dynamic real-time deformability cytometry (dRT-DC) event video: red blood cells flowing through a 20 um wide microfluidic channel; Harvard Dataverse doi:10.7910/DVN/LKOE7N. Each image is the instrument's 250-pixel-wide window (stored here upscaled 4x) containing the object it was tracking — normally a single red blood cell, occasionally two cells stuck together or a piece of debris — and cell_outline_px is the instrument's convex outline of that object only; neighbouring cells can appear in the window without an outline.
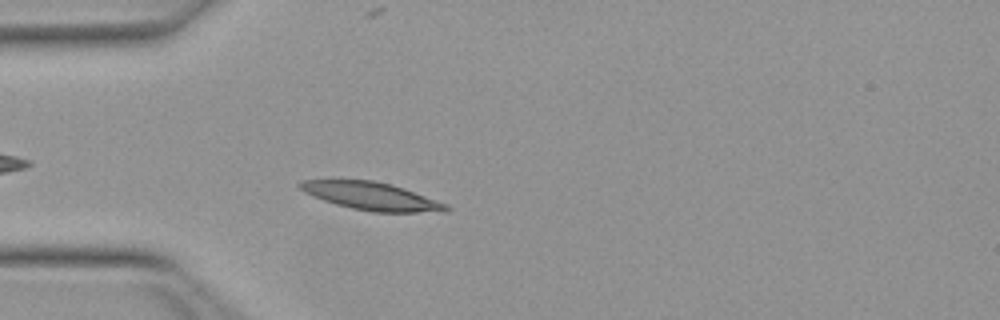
{"species": "Egyptian fruit bat (a non-hibernating species)", "species_latin": "Rousettus aegyptiacus", "temperature_condition": "warm", "stored_images_in_passage": 12, "camera_frame_rate_fps": 3000, "um_per_image_px": 0.085, "animal": {"sex": "female"}, "frame": {"image": 1, "passage_image": 7, "time_ms": 2.0, "image_size_px": [1000, 320], "cell_outline_px": [[452, 208], [444, 212], [372, 212], [352, 208], [336, 204], [324, 200], [304, 192], [296, 184], [300, 180], [372, 180], [392, 184], [404, 188], [448, 204]], "centroid_in_image_um": [31.6, 16.67], "position_along_channel_um": 53.4, "area_um2": 23.7}}
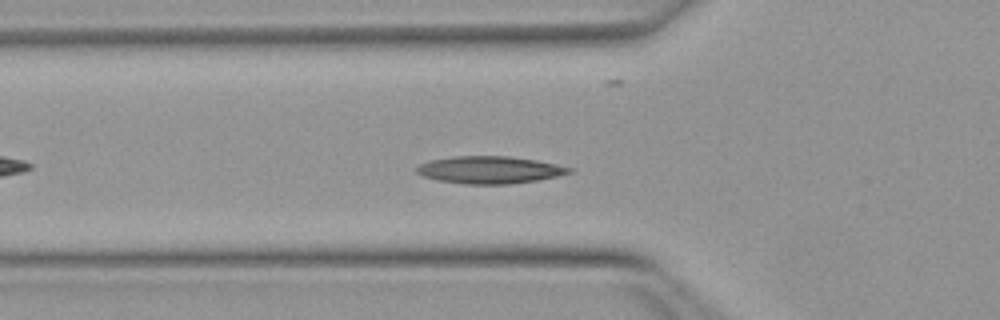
{"frame": {"image": 2, "passage_image": 10, "time_ms": 3.0, "image_size_px": [1000, 320], "cell_outline_px": [[572, 172], [556, 176], [536, 180], [508, 184], [464, 184], [436, 180], [424, 176], [416, 172], [416, 168], [420, 164], [428, 160], [452, 156], [508, 156], [536, 160], [556, 164], [572, 168]], "centroid_in_image_um": [41.57, 14.43], "position_along_channel_um": 84.2, "area_um2": 24.22}}